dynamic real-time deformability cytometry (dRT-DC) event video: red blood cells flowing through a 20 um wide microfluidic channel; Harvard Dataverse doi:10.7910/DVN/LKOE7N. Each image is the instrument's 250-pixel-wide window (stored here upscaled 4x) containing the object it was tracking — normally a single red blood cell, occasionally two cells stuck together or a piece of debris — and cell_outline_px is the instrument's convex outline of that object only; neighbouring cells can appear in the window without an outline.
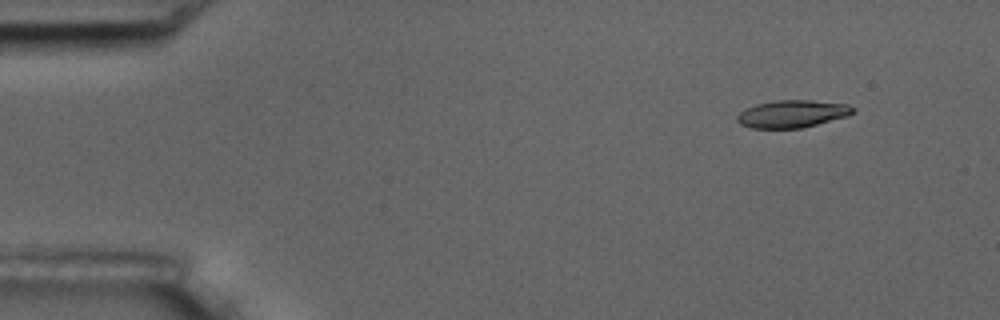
{"species": "common noctule bat (a hibernating species)", "species_latin": "Nyctalus noctula", "temperature_condition": "room temperature", "stored_images_in_passage": 5, "segment_of_instrument_passage": [1, 2], "camera_frame_rate_fps": 3000, "um_per_image_px": 0.085, "animal": {"sex": "male", "body_mass_g": 17.5, "forearm_length_mm": 52.3}, "frame": {"image": 1, "passage_image": 1, "time_ms": 0.0, "image_size_px": [1000, 320], "cell_outline_px": [[856, 108], [848, 116], [800, 128], [752, 128], [740, 124], [736, 120], [736, 116], [744, 108], [756, 104], [776, 100], [812, 100], [848, 104]], "centroid_in_image_um": [67.32, 9.67], "position_along_channel_um": 17.7, "area_um2": 18.55}}
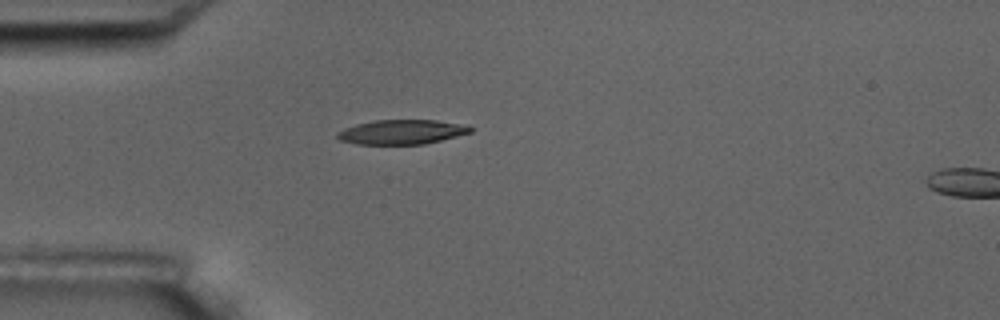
{"frame": {"image": 2, "passage_image": 4, "time_ms": 3.333, "image_size_px": [1000, 320], "cell_outline_px": [[472, 132], [424, 144], [356, 144], [340, 140], [336, 136], [336, 132], [344, 128], [356, 124], [376, 120], [436, 120], [468, 124], [472, 128]], "centroid_in_image_um": [34.15, 11.21], "position_along_channel_um": 50.8, "area_um2": 19.07}}